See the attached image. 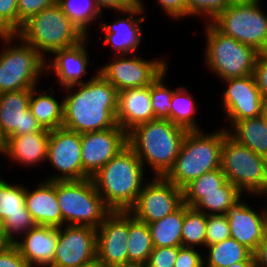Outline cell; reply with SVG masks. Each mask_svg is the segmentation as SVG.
<instances>
[{
	"label": "cell",
	"instance_id": "cell-1",
	"mask_svg": "<svg viewBox=\"0 0 267 267\" xmlns=\"http://www.w3.org/2000/svg\"><path fill=\"white\" fill-rule=\"evenodd\" d=\"M95 72L89 81L63 88L68 94L63 97L62 127L82 134L117 125L119 91Z\"/></svg>",
	"mask_w": 267,
	"mask_h": 267
},
{
	"label": "cell",
	"instance_id": "cell-2",
	"mask_svg": "<svg viewBox=\"0 0 267 267\" xmlns=\"http://www.w3.org/2000/svg\"><path fill=\"white\" fill-rule=\"evenodd\" d=\"M187 129L167 119H154L127 133L128 146L152 176L165 177L173 168Z\"/></svg>",
	"mask_w": 267,
	"mask_h": 267
},
{
	"label": "cell",
	"instance_id": "cell-3",
	"mask_svg": "<svg viewBox=\"0 0 267 267\" xmlns=\"http://www.w3.org/2000/svg\"><path fill=\"white\" fill-rule=\"evenodd\" d=\"M145 169L136 153L127 145L91 178L111 211L128 212L147 180Z\"/></svg>",
	"mask_w": 267,
	"mask_h": 267
},
{
	"label": "cell",
	"instance_id": "cell-4",
	"mask_svg": "<svg viewBox=\"0 0 267 267\" xmlns=\"http://www.w3.org/2000/svg\"><path fill=\"white\" fill-rule=\"evenodd\" d=\"M217 130L187 131L175 164L165 177L183 189L204 173L220 168L222 144L228 131L223 127Z\"/></svg>",
	"mask_w": 267,
	"mask_h": 267
},
{
	"label": "cell",
	"instance_id": "cell-5",
	"mask_svg": "<svg viewBox=\"0 0 267 267\" xmlns=\"http://www.w3.org/2000/svg\"><path fill=\"white\" fill-rule=\"evenodd\" d=\"M16 35L45 59L48 54L74 46L87 36L64 13L58 2L31 16Z\"/></svg>",
	"mask_w": 267,
	"mask_h": 267
},
{
	"label": "cell",
	"instance_id": "cell-6",
	"mask_svg": "<svg viewBox=\"0 0 267 267\" xmlns=\"http://www.w3.org/2000/svg\"><path fill=\"white\" fill-rule=\"evenodd\" d=\"M0 40L4 44L0 51V93L40 85L38 80L46 75V59L16 34H1Z\"/></svg>",
	"mask_w": 267,
	"mask_h": 267
},
{
	"label": "cell",
	"instance_id": "cell-7",
	"mask_svg": "<svg viewBox=\"0 0 267 267\" xmlns=\"http://www.w3.org/2000/svg\"><path fill=\"white\" fill-rule=\"evenodd\" d=\"M204 27V61L211 73L221 81L253 74L258 51L223 34L212 23H205Z\"/></svg>",
	"mask_w": 267,
	"mask_h": 267
},
{
	"label": "cell",
	"instance_id": "cell-8",
	"mask_svg": "<svg viewBox=\"0 0 267 267\" xmlns=\"http://www.w3.org/2000/svg\"><path fill=\"white\" fill-rule=\"evenodd\" d=\"M220 168L245 197L267 192V158L238 143L229 134L223 140Z\"/></svg>",
	"mask_w": 267,
	"mask_h": 267
},
{
	"label": "cell",
	"instance_id": "cell-9",
	"mask_svg": "<svg viewBox=\"0 0 267 267\" xmlns=\"http://www.w3.org/2000/svg\"><path fill=\"white\" fill-rule=\"evenodd\" d=\"M56 197L62 226L80 225L97 229L112 212L98 194L92 178L56 181Z\"/></svg>",
	"mask_w": 267,
	"mask_h": 267
},
{
	"label": "cell",
	"instance_id": "cell-10",
	"mask_svg": "<svg viewBox=\"0 0 267 267\" xmlns=\"http://www.w3.org/2000/svg\"><path fill=\"white\" fill-rule=\"evenodd\" d=\"M220 32L267 53V14L259 3H231L211 22Z\"/></svg>",
	"mask_w": 267,
	"mask_h": 267
},
{
	"label": "cell",
	"instance_id": "cell-11",
	"mask_svg": "<svg viewBox=\"0 0 267 267\" xmlns=\"http://www.w3.org/2000/svg\"><path fill=\"white\" fill-rule=\"evenodd\" d=\"M138 53L115 55L97 69L118 91L151 85L168 68L164 59H144Z\"/></svg>",
	"mask_w": 267,
	"mask_h": 267
},
{
	"label": "cell",
	"instance_id": "cell-12",
	"mask_svg": "<svg viewBox=\"0 0 267 267\" xmlns=\"http://www.w3.org/2000/svg\"><path fill=\"white\" fill-rule=\"evenodd\" d=\"M145 181L136 203L128 211L150 224L171 214L183 204V190L166 177L152 176Z\"/></svg>",
	"mask_w": 267,
	"mask_h": 267
},
{
	"label": "cell",
	"instance_id": "cell-13",
	"mask_svg": "<svg viewBox=\"0 0 267 267\" xmlns=\"http://www.w3.org/2000/svg\"><path fill=\"white\" fill-rule=\"evenodd\" d=\"M47 163L55 174L48 181H69L91 178L84 170L81 158V134L64 127L50 131ZM60 172V173H59Z\"/></svg>",
	"mask_w": 267,
	"mask_h": 267
},
{
	"label": "cell",
	"instance_id": "cell-14",
	"mask_svg": "<svg viewBox=\"0 0 267 267\" xmlns=\"http://www.w3.org/2000/svg\"><path fill=\"white\" fill-rule=\"evenodd\" d=\"M97 229L91 226L64 225L58 228V240L52 267H76L97 262Z\"/></svg>",
	"mask_w": 267,
	"mask_h": 267
},
{
	"label": "cell",
	"instance_id": "cell-15",
	"mask_svg": "<svg viewBox=\"0 0 267 267\" xmlns=\"http://www.w3.org/2000/svg\"><path fill=\"white\" fill-rule=\"evenodd\" d=\"M222 82L226 84V88L222 93L220 105L226 115L225 120L230 123L229 128L224 126V129L228 131L238 121L261 116L264 97L256 85L253 74L229 78Z\"/></svg>",
	"mask_w": 267,
	"mask_h": 267
},
{
	"label": "cell",
	"instance_id": "cell-16",
	"mask_svg": "<svg viewBox=\"0 0 267 267\" xmlns=\"http://www.w3.org/2000/svg\"><path fill=\"white\" fill-rule=\"evenodd\" d=\"M128 212L112 211L97 228L96 256L100 267L128 264Z\"/></svg>",
	"mask_w": 267,
	"mask_h": 267
},
{
	"label": "cell",
	"instance_id": "cell-17",
	"mask_svg": "<svg viewBox=\"0 0 267 267\" xmlns=\"http://www.w3.org/2000/svg\"><path fill=\"white\" fill-rule=\"evenodd\" d=\"M143 0H138V4L122 12L123 15L127 14L124 18L122 16L116 18L113 23L104 22L105 17L101 14L100 27L101 33L105 32L103 38L104 45H110L113 49L114 55H130L138 52L143 36L142 24L148 18L144 15L145 7ZM140 15H144L141 16ZM138 16V17H136ZM140 17V18H139Z\"/></svg>",
	"mask_w": 267,
	"mask_h": 267
},
{
	"label": "cell",
	"instance_id": "cell-18",
	"mask_svg": "<svg viewBox=\"0 0 267 267\" xmlns=\"http://www.w3.org/2000/svg\"><path fill=\"white\" fill-rule=\"evenodd\" d=\"M127 145V133L118 124L106 130L82 133L83 170L92 177Z\"/></svg>",
	"mask_w": 267,
	"mask_h": 267
},
{
	"label": "cell",
	"instance_id": "cell-19",
	"mask_svg": "<svg viewBox=\"0 0 267 267\" xmlns=\"http://www.w3.org/2000/svg\"><path fill=\"white\" fill-rule=\"evenodd\" d=\"M25 186L0 177V222L13 244L37 225L25 206Z\"/></svg>",
	"mask_w": 267,
	"mask_h": 267
},
{
	"label": "cell",
	"instance_id": "cell-20",
	"mask_svg": "<svg viewBox=\"0 0 267 267\" xmlns=\"http://www.w3.org/2000/svg\"><path fill=\"white\" fill-rule=\"evenodd\" d=\"M31 89L0 93V132L4 139L42 131L29 108Z\"/></svg>",
	"mask_w": 267,
	"mask_h": 267
},
{
	"label": "cell",
	"instance_id": "cell-21",
	"mask_svg": "<svg viewBox=\"0 0 267 267\" xmlns=\"http://www.w3.org/2000/svg\"><path fill=\"white\" fill-rule=\"evenodd\" d=\"M245 202L241 197L227 209L225 216L231 238L254 253L267 234V211L266 207L256 211Z\"/></svg>",
	"mask_w": 267,
	"mask_h": 267
},
{
	"label": "cell",
	"instance_id": "cell-22",
	"mask_svg": "<svg viewBox=\"0 0 267 267\" xmlns=\"http://www.w3.org/2000/svg\"><path fill=\"white\" fill-rule=\"evenodd\" d=\"M89 37L86 36L74 46L55 51L51 55L53 58H49V56L46 58V73L50 72L51 74L53 72L55 74L58 86L65 88L89 81L84 80V78L81 79L86 74L88 75L89 54L87 44L90 40Z\"/></svg>",
	"mask_w": 267,
	"mask_h": 267
},
{
	"label": "cell",
	"instance_id": "cell-23",
	"mask_svg": "<svg viewBox=\"0 0 267 267\" xmlns=\"http://www.w3.org/2000/svg\"><path fill=\"white\" fill-rule=\"evenodd\" d=\"M21 238L14 245L31 267L53 266L58 228L36 225Z\"/></svg>",
	"mask_w": 267,
	"mask_h": 267
},
{
	"label": "cell",
	"instance_id": "cell-24",
	"mask_svg": "<svg viewBox=\"0 0 267 267\" xmlns=\"http://www.w3.org/2000/svg\"><path fill=\"white\" fill-rule=\"evenodd\" d=\"M154 119L150 85L119 91L116 122L126 133Z\"/></svg>",
	"mask_w": 267,
	"mask_h": 267
},
{
	"label": "cell",
	"instance_id": "cell-25",
	"mask_svg": "<svg viewBox=\"0 0 267 267\" xmlns=\"http://www.w3.org/2000/svg\"><path fill=\"white\" fill-rule=\"evenodd\" d=\"M38 187H25V206L37 225L62 227V214L56 197V181L43 179Z\"/></svg>",
	"mask_w": 267,
	"mask_h": 267
},
{
	"label": "cell",
	"instance_id": "cell-26",
	"mask_svg": "<svg viewBox=\"0 0 267 267\" xmlns=\"http://www.w3.org/2000/svg\"><path fill=\"white\" fill-rule=\"evenodd\" d=\"M49 136L50 131L43 129L34 133L8 137L1 155L24 167L39 166L47 160Z\"/></svg>",
	"mask_w": 267,
	"mask_h": 267
},
{
	"label": "cell",
	"instance_id": "cell-27",
	"mask_svg": "<svg viewBox=\"0 0 267 267\" xmlns=\"http://www.w3.org/2000/svg\"><path fill=\"white\" fill-rule=\"evenodd\" d=\"M241 197L242 193L226 180L220 191L183 192V203L206 215L225 214Z\"/></svg>",
	"mask_w": 267,
	"mask_h": 267
},
{
	"label": "cell",
	"instance_id": "cell-28",
	"mask_svg": "<svg viewBox=\"0 0 267 267\" xmlns=\"http://www.w3.org/2000/svg\"><path fill=\"white\" fill-rule=\"evenodd\" d=\"M37 87L31 89L29 108L32 115L43 129L51 131L62 127L64 98L59 99L61 101L54 98L55 90L52 89L53 86L49 88V91H41ZM48 92L50 93L48 94Z\"/></svg>",
	"mask_w": 267,
	"mask_h": 267
},
{
	"label": "cell",
	"instance_id": "cell-29",
	"mask_svg": "<svg viewBox=\"0 0 267 267\" xmlns=\"http://www.w3.org/2000/svg\"><path fill=\"white\" fill-rule=\"evenodd\" d=\"M228 134L238 143L267 158V121L262 116L236 122Z\"/></svg>",
	"mask_w": 267,
	"mask_h": 267
},
{
	"label": "cell",
	"instance_id": "cell-30",
	"mask_svg": "<svg viewBox=\"0 0 267 267\" xmlns=\"http://www.w3.org/2000/svg\"><path fill=\"white\" fill-rule=\"evenodd\" d=\"M204 267H228L242 261H255L253 253L237 240L229 238L205 247Z\"/></svg>",
	"mask_w": 267,
	"mask_h": 267
},
{
	"label": "cell",
	"instance_id": "cell-31",
	"mask_svg": "<svg viewBox=\"0 0 267 267\" xmlns=\"http://www.w3.org/2000/svg\"><path fill=\"white\" fill-rule=\"evenodd\" d=\"M183 222L184 203L166 217L148 224L154 247L182 246Z\"/></svg>",
	"mask_w": 267,
	"mask_h": 267
},
{
	"label": "cell",
	"instance_id": "cell-32",
	"mask_svg": "<svg viewBox=\"0 0 267 267\" xmlns=\"http://www.w3.org/2000/svg\"><path fill=\"white\" fill-rule=\"evenodd\" d=\"M153 249L148 224L128 212V263H147Z\"/></svg>",
	"mask_w": 267,
	"mask_h": 267
},
{
	"label": "cell",
	"instance_id": "cell-33",
	"mask_svg": "<svg viewBox=\"0 0 267 267\" xmlns=\"http://www.w3.org/2000/svg\"><path fill=\"white\" fill-rule=\"evenodd\" d=\"M192 94L188 91L187 87L180 86L173 91L171 99L170 121L179 125L188 131L203 130L199 128L195 114L197 106L195 105Z\"/></svg>",
	"mask_w": 267,
	"mask_h": 267
},
{
	"label": "cell",
	"instance_id": "cell-34",
	"mask_svg": "<svg viewBox=\"0 0 267 267\" xmlns=\"http://www.w3.org/2000/svg\"><path fill=\"white\" fill-rule=\"evenodd\" d=\"M64 13L73 21V23L89 36L90 26L100 23L101 12L97 8L94 0H58Z\"/></svg>",
	"mask_w": 267,
	"mask_h": 267
},
{
	"label": "cell",
	"instance_id": "cell-35",
	"mask_svg": "<svg viewBox=\"0 0 267 267\" xmlns=\"http://www.w3.org/2000/svg\"><path fill=\"white\" fill-rule=\"evenodd\" d=\"M207 215L196 211L184 203V222L182 227L183 247H206Z\"/></svg>",
	"mask_w": 267,
	"mask_h": 267
},
{
	"label": "cell",
	"instance_id": "cell-36",
	"mask_svg": "<svg viewBox=\"0 0 267 267\" xmlns=\"http://www.w3.org/2000/svg\"><path fill=\"white\" fill-rule=\"evenodd\" d=\"M168 68L150 85L151 105L155 119H167L170 121L171 99L173 87L169 88L165 82Z\"/></svg>",
	"mask_w": 267,
	"mask_h": 267
},
{
	"label": "cell",
	"instance_id": "cell-37",
	"mask_svg": "<svg viewBox=\"0 0 267 267\" xmlns=\"http://www.w3.org/2000/svg\"><path fill=\"white\" fill-rule=\"evenodd\" d=\"M231 0H185L186 18L190 16L201 17L204 23H211L215 20L230 4ZM205 17V18H203Z\"/></svg>",
	"mask_w": 267,
	"mask_h": 267
},
{
	"label": "cell",
	"instance_id": "cell-38",
	"mask_svg": "<svg viewBox=\"0 0 267 267\" xmlns=\"http://www.w3.org/2000/svg\"><path fill=\"white\" fill-rule=\"evenodd\" d=\"M221 168L204 173L192 180L182 190L183 192H211L220 191V186L226 181Z\"/></svg>",
	"mask_w": 267,
	"mask_h": 267
},
{
	"label": "cell",
	"instance_id": "cell-39",
	"mask_svg": "<svg viewBox=\"0 0 267 267\" xmlns=\"http://www.w3.org/2000/svg\"><path fill=\"white\" fill-rule=\"evenodd\" d=\"M206 246L231 238L225 214L207 215Z\"/></svg>",
	"mask_w": 267,
	"mask_h": 267
},
{
	"label": "cell",
	"instance_id": "cell-40",
	"mask_svg": "<svg viewBox=\"0 0 267 267\" xmlns=\"http://www.w3.org/2000/svg\"><path fill=\"white\" fill-rule=\"evenodd\" d=\"M17 32V0H0V34H16Z\"/></svg>",
	"mask_w": 267,
	"mask_h": 267
},
{
	"label": "cell",
	"instance_id": "cell-41",
	"mask_svg": "<svg viewBox=\"0 0 267 267\" xmlns=\"http://www.w3.org/2000/svg\"><path fill=\"white\" fill-rule=\"evenodd\" d=\"M57 2L58 0H17L18 31L21 29L23 23L31 16L55 5Z\"/></svg>",
	"mask_w": 267,
	"mask_h": 267
},
{
	"label": "cell",
	"instance_id": "cell-42",
	"mask_svg": "<svg viewBox=\"0 0 267 267\" xmlns=\"http://www.w3.org/2000/svg\"><path fill=\"white\" fill-rule=\"evenodd\" d=\"M177 247H154L147 261L148 267H174L178 255Z\"/></svg>",
	"mask_w": 267,
	"mask_h": 267
},
{
	"label": "cell",
	"instance_id": "cell-43",
	"mask_svg": "<svg viewBox=\"0 0 267 267\" xmlns=\"http://www.w3.org/2000/svg\"><path fill=\"white\" fill-rule=\"evenodd\" d=\"M202 249L181 246L174 267H204Z\"/></svg>",
	"mask_w": 267,
	"mask_h": 267
},
{
	"label": "cell",
	"instance_id": "cell-44",
	"mask_svg": "<svg viewBox=\"0 0 267 267\" xmlns=\"http://www.w3.org/2000/svg\"><path fill=\"white\" fill-rule=\"evenodd\" d=\"M253 76L263 97H267V53L259 54Z\"/></svg>",
	"mask_w": 267,
	"mask_h": 267
},
{
	"label": "cell",
	"instance_id": "cell-45",
	"mask_svg": "<svg viewBox=\"0 0 267 267\" xmlns=\"http://www.w3.org/2000/svg\"><path fill=\"white\" fill-rule=\"evenodd\" d=\"M0 267H31L13 244L6 251L0 252Z\"/></svg>",
	"mask_w": 267,
	"mask_h": 267
},
{
	"label": "cell",
	"instance_id": "cell-46",
	"mask_svg": "<svg viewBox=\"0 0 267 267\" xmlns=\"http://www.w3.org/2000/svg\"><path fill=\"white\" fill-rule=\"evenodd\" d=\"M156 2L169 18L176 20L186 18L185 0H157Z\"/></svg>",
	"mask_w": 267,
	"mask_h": 267
},
{
	"label": "cell",
	"instance_id": "cell-47",
	"mask_svg": "<svg viewBox=\"0 0 267 267\" xmlns=\"http://www.w3.org/2000/svg\"><path fill=\"white\" fill-rule=\"evenodd\" d=\"M94 2L101 13H103L102 9L104 8L118 13L138 4V0H94Z\"/></svg>",
	"mask_w": 267,
	"mask_h": 267
},
{
	"label": "cell",
	"instance_id": "cell-48",
	"mask_svg": "<svg viewBox=\"0 0 267 267\" xmlns=\"http://www.w3.org/2000/svg\"><path fill=\"white\" fill-rule=\"evenodd\" d=\"M253 255L256 267H267V234Z\"/></svg>",
	"mask_w": 267,
	"mask_h": 267
},
{
	"label": "cell",
	"instance_id": "cell-49",
	"mask_svg": "<svg viewBox=\"0 0 267 267\" xmlns=\"http://www.w3.org/2000/svg\"><path fill=\"white\" fill-rule=\"evenodd\" d=\"M12 245L13 243L8 239L3 223L0 222V252L6 251Z\"/></svg>",
	"mask_w": 267,
	"mask_h": 267
},
{
	"label": "cell",
	"instance_id": "cell-50",
	"mask_svg": "<svg viewBox=\"0 0 267 267\" xmlns=\"http://www.w3.org/2000/svg\"><path fill=\"white\" fill-rule=\"evenodd\" d=\"M228 267H256V265H255V261H242V262L231 264Z\"/></svg>",
	"mask_w": 267,
	"mask_h": 267
},
{
	"label": "cell",
	"instance_id": "cell-51",
	"mask_svg": "<svg viewBox=\"0 0 267 267\" xmlns=\"http://www.w3.org/2000/svg\"><path fill=\"white\" fill-rule=\"evenodd\" d=\"M261 116L267 121V97L263 98Z\"/></svg>",
	"mask_w": 267,
	"mask_h": 267
},
{
	"label": "cell",
	"instance_id": "cell-52",
	"mask_svg": "<svg viewBox=\"0 0 267 267\" xmlns=\"http://www.w3.org/2000/svg\"><path fill=\"white\" fill-rule=\"evenodd\" d=\"M119 267H148L147 263H128Z\"/></svg>",
	"mask_w": 267,
	"mask_h": 267
},
{
	"label": "cell",
	"instance_id": "cell-53",
	"mask_svg": "<svg viewBox=\"0 0 267 267\" xmlns=\"http://www.w3.org/2000/svg\"><path fill=\"white\" fill-rule=\"evenodd\" d=\"M262 0H231L232 3H259Z\"/></svg>",
	"mask_w": 267,
	"mask_h": 267
},
{
	"label": "cell",
	"instance_id": "cell-54",
	"mask_svg": "<svg viewBox=\"0 0 267 267\" xmlns=\"http://www.w3.org/2000/svg\"><path fill=\"white\" fill-rule=\"evenodd\" d=\"M5 146V139L0 132V154L3 152Z\"/></svg>",
	"mask_w": 267,
	"mask_h": 267
},
{
	"label": "cell",
	"instance_id": "cell-55",
	"mask_svg": "<svg viewBox=\"0 0 267 267\" xmlns=\"http://www.w3.org/2000/svg\"><path fill=\"white\" fill-rule=\"evenodd\" d=\"M76 267H100V266L97 262H91V263H87V264L76 266Z\"/></svg>",
	"mask_w": 267,
	"mask_h": 267
},
{
	"label": "cell",
	"instance_id": "cell-56",
	"mask_svg": "<svg viewBox=\"0 0 267 267\" xmlns=\"http://www.w3.org/2000/svg\"><path fill=\"white\" fill-rule=\"evenodd\" d=\"M262 196H264L265 198H266V196H267V192L266 193H264ZM267 199V198H266ZM267 201V200H266ZM266 207V211H267V205L265 206Z\"/></svg>",
	"mask_w": 267,
	"mask_h": 267
}]
</instances>
